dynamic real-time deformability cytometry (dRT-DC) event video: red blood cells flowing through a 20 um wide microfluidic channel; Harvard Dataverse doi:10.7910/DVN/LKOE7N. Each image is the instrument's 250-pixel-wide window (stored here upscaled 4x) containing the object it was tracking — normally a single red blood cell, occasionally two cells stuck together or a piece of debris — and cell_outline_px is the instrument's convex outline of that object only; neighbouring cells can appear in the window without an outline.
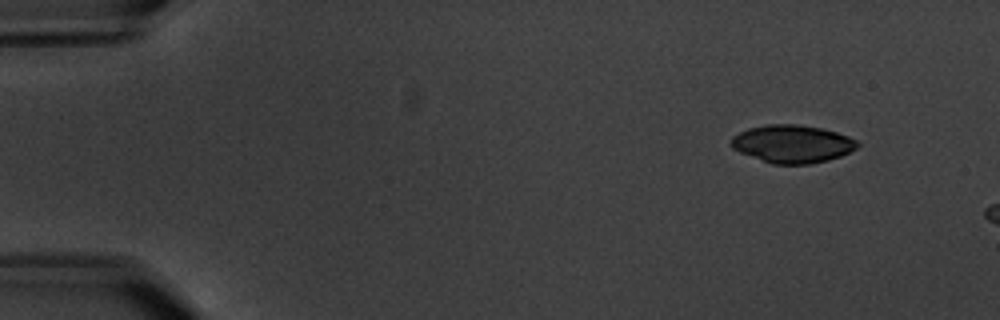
{"species": "common noctule bat (a hibernating species)", "species_latin": "Nyctalus noctula", "temperature_condition": "warm", "stored_images_in_passage": 5, "camera_frame_rate_fps": 3000, "um_per_image_px": 0.085, "animal": {"sex": "male", "body_mass_g": 20.1, "forearm_length_mm": 53.5}, "frame": {"image": 1, "passage_image": 2, "time_ms": 1.0, "image_size_px": [1000, 320], "cell_outline_px": [[860, 144], [856, 148], [840, 156], [828, 160], [808, 164], [772, 164], [740, 152], [732, 148], [728, 144], [732, 136], [748, 128], [768, 124], [796, 124], [820, 128], [836, 132], [848, 136], [856, 140]], "centroid_in_image_um": [67.31, 12.23], "position_along_channel_um": 17.7, "area_um2": 27.8}}